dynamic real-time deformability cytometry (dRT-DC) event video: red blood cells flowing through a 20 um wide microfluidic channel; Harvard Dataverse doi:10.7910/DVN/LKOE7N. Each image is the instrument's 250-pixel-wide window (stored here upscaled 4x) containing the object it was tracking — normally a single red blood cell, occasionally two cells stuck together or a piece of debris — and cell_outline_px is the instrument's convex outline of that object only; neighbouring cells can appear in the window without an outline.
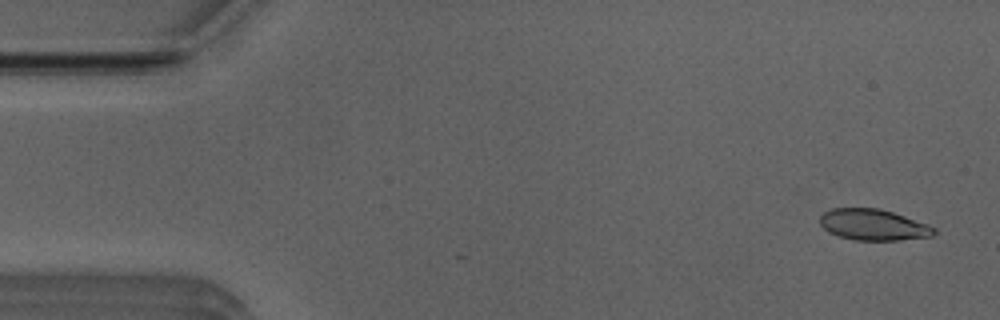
{"species": "Egyptian fruit bat (a non-hibernating species)", "species_latin": "Rousettus aegyptiacus", "temperature_condition": "room temperature", "stored_images_in_passage": 22, "camera_frame_rate_fps": 3000, "um_per_image_px": 0.085, "animal": {"sex": "male"}, "frame": {"image": 1, "passage_image": 2, "time_ms": 0.333, "image_size_px": [1000, 320], "cell_outline_px": [[936, 232], [932, 236], [900, 240], [852, 240], [828, 232], [820, 224], [820, 216], [824, 212], [832, 208], [880, 208], [928, 224], [936, 228]], "centroid_in_image_um": [74.23, 19.1], "position_along_channel_um": 10.8, "area_um2": 20.69}}
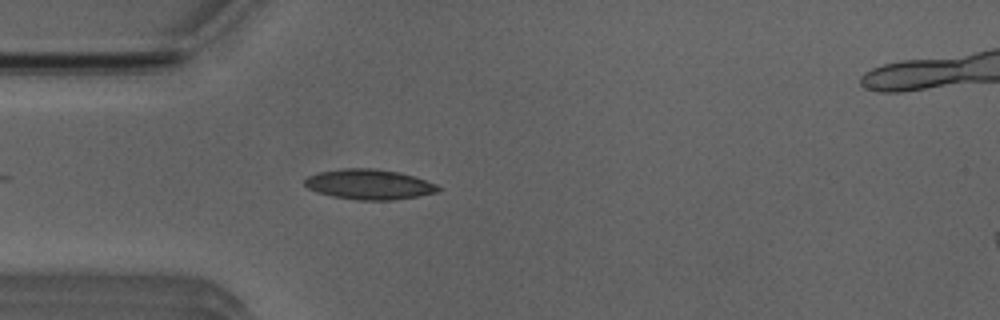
{"frame": {"image": 2, "passage_image": 14, "time_ms": 4.333, "image_size_px": [1000, 320], "cell_outline_px": [[440, 192], [392, 200], [356, 200], [332, 196], [316, 192], [308, 188], [304, 184], [304, 180], [308, 176], [320, 172], [340, 168], [372, 168], [400, 172], [436, 184], [440, 188]], "centroid_in_image_um": [31.35, 15.67], "position_along_channel_um": 53.6, "area_um2": 23.41}}